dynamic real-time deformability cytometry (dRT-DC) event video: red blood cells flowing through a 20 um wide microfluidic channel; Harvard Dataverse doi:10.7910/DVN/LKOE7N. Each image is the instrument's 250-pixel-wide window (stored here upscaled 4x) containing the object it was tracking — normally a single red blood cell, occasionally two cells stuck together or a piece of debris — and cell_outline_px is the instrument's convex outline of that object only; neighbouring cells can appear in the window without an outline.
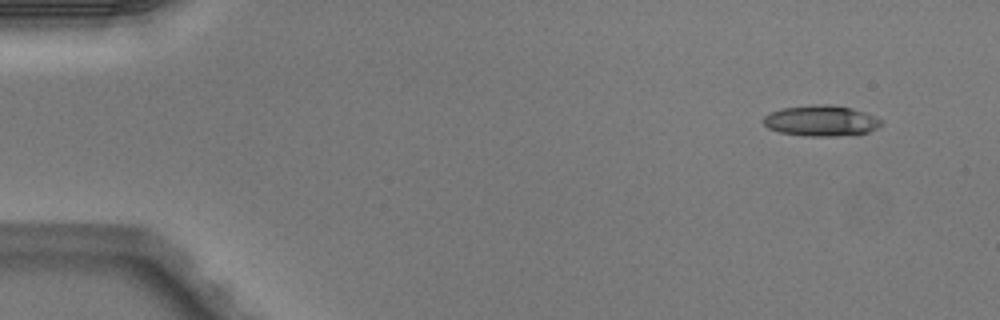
{"species": "Egyptian fruit bat (a non-hibernating species)", "species_latin": "Rousettus aegyptiacus", "temperature_condition": "warm", "stored_images_in_passage": 5, "camera_frame_rate_fps": 3000, "um_per_image_px": 0.085, "animal": {"sex": "male"}, "frame": {"image": 1, "passage_image": 2, "time_ms": 0.333, "image_size_px": [1000, 320], "cell_outline_px": [[884, 120], [876, 128], [868, 132], [836, 136], [812, 136], [780, 132], [768, 128], [764, 124], [764, 116], [772, 112], [784, 108], [820, 104], [828, 104], [852, 108], [864, 112]], "centroid_in_image_um": [69.81, 10.26], "position_along_channel_um": 15.2, "area_um2": 20.75}}